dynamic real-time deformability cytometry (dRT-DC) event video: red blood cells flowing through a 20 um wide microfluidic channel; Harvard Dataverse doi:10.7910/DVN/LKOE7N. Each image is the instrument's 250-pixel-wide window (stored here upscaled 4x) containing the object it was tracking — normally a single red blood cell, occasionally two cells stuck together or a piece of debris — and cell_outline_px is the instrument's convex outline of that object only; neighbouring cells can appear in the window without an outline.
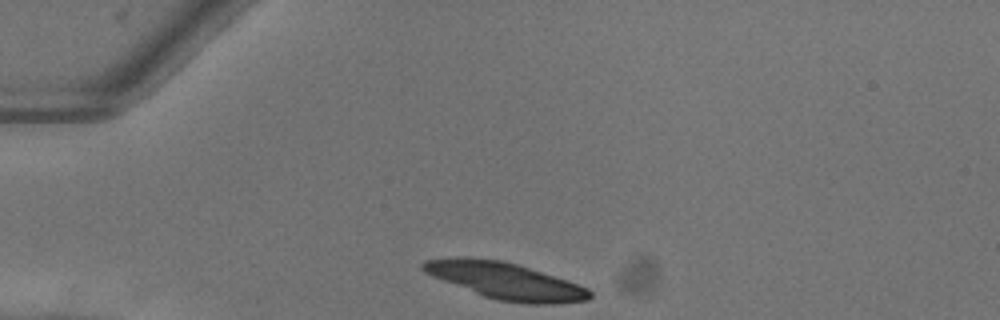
{"species": "common noctule bat (a hibernating species)", "species_latin": "Nyctalus noctula", "temperature_condition": "warm", "stored_images_in_passage": 30, "camera_frame_rate_fps": 3000, "um_per_image_px": 0.085, "animal": {"sex": "female"}, "frame": {"image": 1, "passage_image": 1, "time_ms": 0.0, "image_size_px": [1000, 320], "cell_outline_px": [[592, 296], [588, 300], [556, 304], [524, 304], [500, 300], [484, 296], [432, 276], [424, 272], [420, 268], [420, 264], [424, 260], [464, 256], [468, 256], [500, 260], [520, 264], [568, 280], [588, 288], [592, 292]], "centroid_in_image_um": [42.98, 23.86], "position_along_channel_um": 42.0, "area_um2": 35.84}, "authors_computed_cell_mechanics": {"area_um2": 23.1778, "velocity_mm_per_s": 4.0127, "shape_relaxation_time_tau1_ms": 4.26, "shape_relaxation_time_tau2_ms": null, "deformation_change_tau1": null, "deformation_change_tau2": null}}